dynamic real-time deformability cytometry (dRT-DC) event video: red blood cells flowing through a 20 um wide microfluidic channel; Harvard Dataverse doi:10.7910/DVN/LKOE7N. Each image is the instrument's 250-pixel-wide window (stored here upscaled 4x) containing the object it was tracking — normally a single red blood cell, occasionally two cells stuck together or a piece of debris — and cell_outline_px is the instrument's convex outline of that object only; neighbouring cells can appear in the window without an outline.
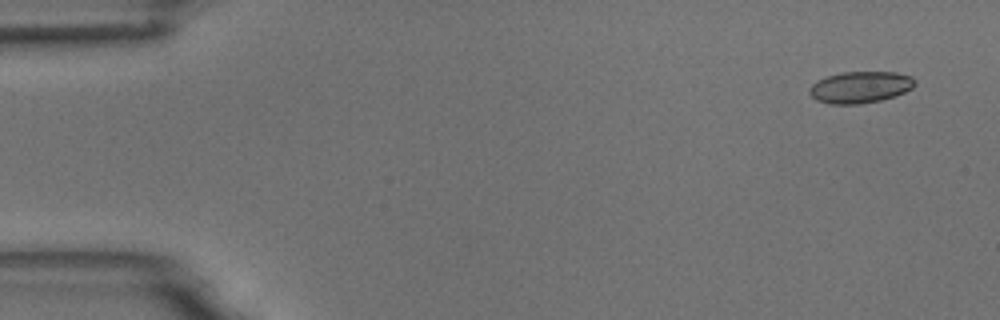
{"species": "common noctule bat (a hibernating species)", "species_latin": "Nyctalus noctula", "temperature_condition": "room temperature", "stored_images_in_passage": 7, "camera_frame_rate_fps": 3000, "um_per_image_px": 0.085, "animal": {"sex": "male", "body_mass_g": 18.8}, "frame": {"image": 1, "passage_image": 1, "time_ms": 0.0, "image_size_px": [1000, 320], "cell_outline_px": [[916, 84], [912, 88], [896, 96], [880, 100], [860, 104], [828, 104], [816, 100], [808, 92], [808, 88], [816, 80], [828, 76], [844, 72], [896, 72], [912, 76], [916, 80]], "centroid_in_image_um": [73.12, 7.41], "position_along_channel_um": 11.9, "area_um2": 19.59}}
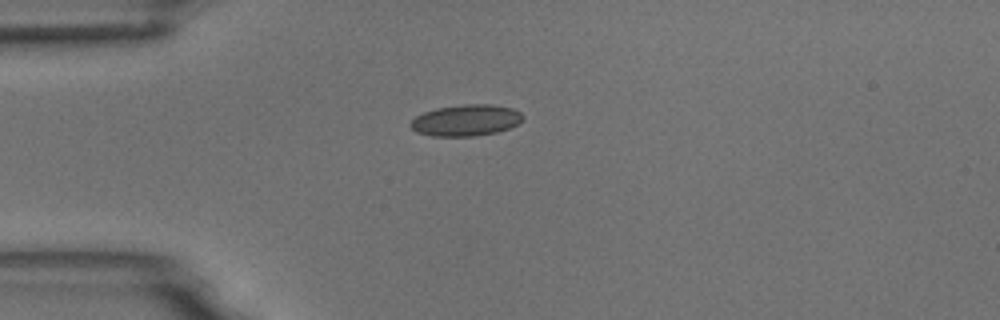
{"frame": {"image": 2, "passage_image": 4, "time_ms": 3.667, "image_size_px": [1000, 320], "cell_outline_px": [[524, 120], [508, 128], [496, 132], [476, 136], [432, 136], [416, 132], [408, 124], [416, 116], [424, 112], [436, 108], [464, 104], [492, 104], [512, 108], [520, 112], [524, 116]], "centroid_in_image_um": [39.6, 10.22], "position_along_channel_um": 45.4, "area_um2": 20.58}}